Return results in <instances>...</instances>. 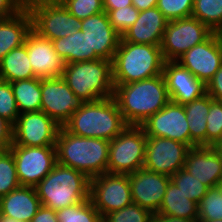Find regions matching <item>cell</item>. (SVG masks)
<instances>
[{
    "label": "cell",
    "mask_w": 222,
    "mask_h": 222,
    "mask_svg": "<svg viewBox=\"0 0 222 222\" xmlns=\"http://www.w3.org/2000/svg\"><path fill=\"white\" fill-rule=\"evenodd\" d=\"M113 98L128 126H141L170 102L163 74L129 84H114Z\"/></svg>",
    "instance_id": "obj_1"
},
{
    "label": "cell",
    "mask_w": 222,
    "mask_h": 222,
    "mask_svg": "<svg viewBox=\"0 0 222 222\" xmlns=\"http://www.w3.org/2000/svg\"><path fill=\"white\" fill-rule=\"evenodd\" d=\"M109 146V140L77 136L61 126L55 146L57 163L92 178L107 172Z\"/></svg>",
    "instance_id": "obj_2"
},
{
    "label": "cell",
    "mask_w": 222,
    "mask_h": 222,
    "mask_svg": "<svg viewBox=\"0 0 222 222\" xmlns=\"http://www.w3.org/2000/svg\"><path fill=\"white\" fill-rule=\"evenodd\" d=\"M127 126L113 97L83 102L63 125L74 135L109 141L118 136Z\"/></svg>",
    "instance_id": "obj_3"
},
{
    "label": "cell",
    "mask_w": 222,
    "mask_h": 222,
    "mask_svg": "<svg viewBox=\"0 0 222 222\" xmlns=\"http://www.w3.org/2000/svg\"><path fill=\"white\" fill-rule=\"evenodd\" d=\"M164 63L160 46L120 38L112 60L113 84H129L160 75Z\"/></svg>",
    "instance_id": "obj_4"
},
{
    "label": "cell",
    "mask_w": 222,
    "mask_h": 222,
    "mask_svg": "<svg viewBox=\"0 0 222 222\" xmlns=\"http://www.w3.org/2000/svg\"><path fill=\"white\" fill-rule=\"evenodd\" d=\"M35 189L43 206L58 211L90 199V178L57 163Z\"/></svg>",
    "instance_id": "obj_5"
},
{
    "label": "cell",
    "mask_w": 222,
    "mask_h": 222,
    "mask_svg": "<svg viewBox=\"0 0 222 222\" xmlns=\"http://www.w3.org/2000/svg\"><path fill=\"white\" fill-rule=\"evenodd\" d=\"M62 78L82 102L113 97L112 61L99 58L67 63Z\"/></svg>",
    "instance_id": "obj_6"
},
{
    "label": "cell",
    "mask_w": 222,
    "mask_h": 222,
    "mask_svg": "<svg viewBox=\"0 0 222 222\" xmlns=\"http://www.w3.org/2000/svg\"><path fill=\"white\" fill-rule=\"evenodd\" d=\"M146 141L141 126H127L110 141L107 172L129 174L143 168Z\"/></svg>",
    "instance_id": "obj_7"
},
{
    "label": "cell",
    "mask_w": 222,
    "mask_h": 222,
    "mask_svg": "<svg viewBox=\"0 0 222 222\" xmlns=\"http://www.w3.org/2000/svg\"><path fill=\"white\" fill-rule=\"evenodd\" d=\"M213 32L194 17L171 20L163 33L160 48L165 61H177L195 45L205 41Z\"/></svg>",
    "instance_id": "obj_8"
},
{
    "label": "cell",
    "mask_w": 222,
    "mask_h": 222,
    "mask_svg": "<svg viewBox=\"0 0 222 222\" xmlns=\"http://www.w3.org/2000/svg\"><path fill=\"white\" fill-rule=\"evenodd\" d=\"M21 186L35 187L57 164L55 146L28 147L10 145Z\"/></svg>",
    "instance_id": "obj_9"
},
{
    "label": "cell",
    "mask_w": 222,
    "mask_h": 222,
    "mask_svg": "<svg viewBox=\"0 0 222 222\" xmlns=\"http://www.w3.org/2000/svg\"><path fill=\"white\" fill-rule=\"evenodd\" d=\"M29 13L32 30L51 41L72 35L80 29L81 20L70 14L59 0L37 5Z\"/></svg>",
    "instance_id": "obj_10"
},
{
    "label": "cell",
    "mask_w": 222,
    "mask_h": 222,
    "mask_svg": "<svg viewBox=\"0 0 222 222\" xmlns=\"http://www.w3.org/2000/svg\"><path fill=\"white\" fill-rule=\"evenodd\" d=\"M90 200L102 217L130 205L128 174L106 172L90 178Z\"/></svg>",
    "instance_id": "obj_11"
},
{
    "label": "cell",
    "mask_w": 222,
    "mask_h": 222,
    "mask_svg": "<svg viewBox=\"0 0 222 222\" xmlns=\"http://www.w3.org/2000/svg\"><path fill=\"white\" fill-rule=\"evenodd\" d=\"M60 127L42 111L21 113L12 125L11 145L56 146V138Z\"/></svg>",
    "instance_id": "obj_12"
},
{
    "label": "cell",
    "mask_w": 222,
    "mask_h": 222,
    "mask_svg": "<svg viewBox=\"0 0 222 222\" xmlns=\"http://www.w3.org/2000/svg\"><path fill=\"white\" fill-rule=\"evenodd\" d=\"M190 147L162 137H147L143 168L172 176L184 167Z\"/></svg>",
    "instance_id": "obj_13"
},
{
    "label": "cell",
    "mask_w": 222,
    "mask_h": 222,
    "mask_svg": "<svg viewBox=\"0 0 222 222\" xmlns=\"http://www.w3.org/2000/svg\"><path fill=\"white\" fill-rule=\"evenodd\" d=\"M82 103L62 77L41 78V111L60 126L70 119Z\"/></svg>",
    "instance_id": "obj_14"
},
{
    "label": "cell",
    "mask_w": 222,
    "mask_h": 222,
    "mask_svg": "<svg viewBox=\"0 0 222 222\" xmlns=\"http://www.w3.org/2000/svg\"><path fill=\"white\" fill-rule=\"evenodd\" d=\"M177 62L206 85L222 65V34L213 32L205 41L184 53Z\"/></svg>",
    "instance_id": "obj_15"
},
{
    "label": "cell",
    "mask_w": 222,
    "mask_h": 222,
    "mask_svg": "<svg viewBox=\"0 0 222 222\" xmlns=\"http://www.w3.org/2000/svg\"><path fill=\"white\" fill-rule=\"evenodd\" d=\"M147 137H162L187 144L190 147V130L184 105L170 101L151 115L142 125Z\"/></svg>",
    "instance_id": "obj_16"
},
{
    "label": "cell",
    "mask_w": 222,
    "mask_h": 222,
    "mask_svg": "<svg viewBox=\"0 0 222 222\" xmlns=\"http://www.w3.org/2000/svg\"><path fill=\"white\" fill-rule=\"evenodd\" d=\"M132 202L155 214L162 205L170 176L141 168L129 173Z\"/></svg>",
    "instance_id": "obj_17"
},
{
    "label": "cell",
    "mask_w": 222,
    "mask_h": 222,
    "mask_svg": "<svg viewBox=\"0 0 222 222\" xmlns=\"http://www.w3.org/2000/svg\"><path fill=\"white\" fill-rule=\"evenodd\" d=\"M80 30L88 37L89 53L113 60L121 36L112 27L105 11L81 20Z\"/></svg>",
    "instance_id": "obj_18"
},
{
    "label": "cell",
    "mask_w": 222,
    "mask_h": 222,
    "mask_svg": "<svg viewBox=\"0 0 222 222\" xmlns=\"http://www.w3.org/2000/svg\"><path fill=\"white\" fill-rule=\"evenodd\" d=\"M183 168L209 188L222 185V153L216 146L191 147Z\"/></svg>",
    "instance_id": "obj_19"
},
{
    "label": "cell",
    "mask_w": 222,
    "mask_h": 222,
    "mask_svg": "<svg viewBox=\"0 0 222 222\" xmlns=\"http://www.w3.org/2000/svg\"><path fill=\"white\" fill-rule=\"evenodd\" d=\"M162 74L172 102L184 105L206 94V85L177 61H165Z\"/></svg>",
    "instance_id": "obj_20"
},
{
    "label": "cell",
    "mask_w": 222,
    "mask_h": 222,
    "mask_svg": "<svg viewBox=\"0 0 222 222\" xmlns=\"http://www.w3.org/2000/svg\"><path fill=\"white\" fill-rule=\"evenodd\" d=\"M27 54L34 75L39 78L62 77L65 62L54 50L53 42L33 30L26 37Z\"/></svg>",
    "instance_id": "obj_21"
},
{
    "label": "cell",
    "mask_w": 222,
    "mask_h": 222,
    "mask_svg": "<svg viewBox=\"0 0 222 222\" xmlns=\"http://www.w3.org/2000/svg\"><path fill=\"white\" fill-rule=\"evenodd\" d=\"M168 22L156 6L140 11L136 22L121 38L127 42L160 46Z\"/></svg>",
    "instance_id": "obj_22"
},
{
    "label": "cell",
    "mask_w": 222,
    "mask_h": 222,
    "mask_svg": "<svg viewBox=\"0 0 222 222\" xmlns=\"http://www.w3.org/2000/svg\"><path fill=\"white\" fill-rule=\"evenodd\" d=\"M41 206L35 187L20 186L0 197V214L17 221L31 222Z\"/></svg>",
    "instance_id": "obj_23"
},
{
    "label": "cell",
    "mask_w": 222,
    "mask_h": 222,
    "mask_svg": "<svg viewBox=\"0 0 222 222\" xmlns=\"http://www.w3.org/2000/svg\"><path fill=\"white\" fill-rule=\"evenodd\" d=\"M32 30L29 11L21 10L8 18H0V60L12 49L25 43Z\"/></svg>",
    "instance_id": "obj_24"
},
{
    "label": "cell",
    "mask_w": 222,
    "mask_h": 222,
    "mask_svg": "<svg viewBox=\"0 0 222 222\" xmlns=\"http://www.w3.org/2000/svg\"><path fill=\"white\" fill-rule=\"evenodd\" d=\"M184 109L190 130V148L206 146V118L210 109V96L206 93L184 104Z\"/></svg>",
    "instance_id": "obj_25"
},
{
    "label": "cell",
    "mask_w": 222,
    "mask_h": 222,
    "mask_svg": "<svg viewBox=\"0 0 222 222\" xmlns=\"http://www.w3.org/2000/svg\"><path fill=\"white\" fill-rule=\"evenodd\" d=\"M52 42L54 50L65 64L99 59L95 53H89L88 37L80 29L72 35L53 40Z\"/></svg>",
    "instance_id": "obj_26"
},
{
    "label": "cell",
    "mask_w": 222,
    "mask_h": 222,
    "mask_svg": "<svg viewBox=\"0 0 222 222\" xmlns=\"http://www.w3.org/2000/svg\"><path fill=\"white\" fill-rule=\"evenodd\" d=\"M27 54L26 40L0 60V79L8 82L35 78Z\"/></svg>",
    "instance_id": "obj_27"
},
{
    "label": "cell",
    "mask_w": 222,
    "mask_h": 222,
    "mask_svg": "<svg viewBox=\"0 0 222 222\" xmlns=\"http://www.w3.org/2000/svg\"><path fill=\"white\" fill-rule=\"evenodd\" d=\"M157 213L198 220V204L186 196L171 180L166 188L164 199Z\"/></svg>",
    "instance_id": "obj_28"
},
{
    "label": "cell",
    "mask_w": 222,
    "mask_h": 222,
    "mask_svg": "<svg viewBox=\"0 0 222 222\" xmlns=\"http://www.w3.org/2000/svg\"><path fill=\"white\" fill-rule=\"evenodd\" d=\"M19 113L41 111V78L11 82Z\"/></svg>",
    "instance_id": "obj_29"
},
{
    "label": "cell",
    "mask_w": 222,
    "mask_h": 222,
    "mask_svg": "<svg viewBox=\"0 0 222 222\" xmlns=\"http://www.w3.org/2000/svg\"><path fill=\"white\" fill-rule=\"evenodd\" d=\"M192 17L222 34V0H194Z\"/></svg>",
    "instance_id": "obj_30"
},
{
    "label": "cell",
    "mask_w": 222,
    "mask_h": 222,
    "mask_svg": "<svg viewBox=\"0 0 222 222\" xmlns=\"http://www.w3.org/2000/svg\"><path fill=\"white\" fill-rule=\"evenodd\" d=\"M59 222H102V216L90 199L56 211Z\"/></svg>",
    "instance_id": "obj_31"
},
{
    "label": "cell",
    "mask_w": 222,
    "mask_h": 222,
    "mask_svg": "<svg viewBox=\"0 0 222 222\" xmlns=\"http://www.w3.org/2000/svg\"><path fill=\"white\" fill-rule=\"evenodd\" d=\"M171 181L179 188V190L197 204L202 200V197L207 193L209 187L202 184L200 180L195 179L184 168L180 169L176 174L172 175Z\"/></svg>",
    "instance_id": "obj_32"
},
{
    "label": "cell",
    "mask_w": 222,
    "mask_h": 222,
    "mask_svg": "<svg viewBox=\"0 0 222 222\" xmlns=\"http://www.w3.org/2000/svg\"><path fill=\"white\" fill-rule=\"evenodd\" d=\"M20 186L12 152L9 149L0 150V197Z\"/></svg>",
    "instance_id": "obj_33"
},
{
    "label": "cell",
    "mask_w": 222,
    "mask_h": 222,
    "mask_svg": "<svg viewBox=\"0 0 222 222\" xmlns=\"http://www.w3.org/2000/svg\"><path fill=\"white\" fill-rule=\"evenodd\" d=\"M222 219V185L209 188L198 203V220Z\"/></svg>",
    "instance_id": "obj_34"
},
{
    "label": "cell",
    "mask_w": 222,
    "mask_h": 222,
    "mask_svg": "<svg viewBox=\"0 0 222 222\" xmlns=\"http://www.w3.org/2000/svg\"><path fill=\"white\" fill-rule=\"evenodd\" d=\"M206 120V146H217L222 141V102L210 97Z\"/></svg>",
    "instance_id": "obj_35"
},
{
    "label": "cell",
    "mask_w": 222,
    "mask_h": 222,
    "mask_svg": "<svg viewBox=\"0 0 222 222\" xmlns=\"http://www.w3.org/2000/svg\"><path fill=\"white\" fill-rule=\"evenodd\" d=\"M152 216L150 211L132 202L118 211L107 213L102 222H151Z\"/></svg>",
    "instance_id": "obj_36"
},
{
    "label": "cell",
    "mask_w": 222,
    "mask_h": 222,
    "mask_svg": "<svg viewBox=\"0 0 222 222\" xmlns=\"http://www.w3.org/2000/svg\"><path fill=\"white\" fill-rule=\"evenodd\" d=\"M104 11L108 14L112 27L121 37L136 22L140 13L133 5Z\"/></svg>",
    "instance_id": "obj_37"
},
{
    "label": "cell",
    "mask_w": 222,
    "mask_h": 222,
    "mask_svg": "<svg viewBox=\"0 0 222 222\" xmlns=\"http://www.w3.org/2000/svg\"><path fill=\"white\" fill-rule=\"evenodd\" d=\"M194 0H158L156 7L169 20L192 16Z\"/></svg>",
    "instance_id": "obj_38"
},
{
    "label": "cell",
    "mask_w": 222,
    "mask_h": 222,
    "mask_svg": "<svg viewBox=\"0 0 222 222\" xmlns=\"http://www.w3.org/2000/svg\"><path fill=\"white\" fill-rule=\"evenodd\" d=\"M70 14L80 20L104 11L103 0H59Z\"/></svg>",
    "instance_id": "obj_39"
},
{
    "label": "cell",
    "mask_w": 222,
    "mask_h": 222,
    "mask_svg": "<svg viewBox=\"0 0 222 222\" xmlns=\"http://www.w3.org/2000/svg\"><path fill=\"white\" fill-rule=\"evenodd\" d=\"M20 115L10 82L0 79V116L12 125Z\"/></svg>",
    "instance_id": "obj_40"
},
{
    "label": "cell",
    "mask_w": 222,
    "mask_h": 222,
    "mask_svg": "<svg viewBox=\"0 0 222 222\" xmlns=\"http://www.w3.org/2000/svg\"><path fill=\"white\" fill-rule=\"evenodd\" d=\"M206 93L213 99L222 102V65L206 84Z\"/></svg>",
    "instance_id": "obj_41"
},
{
    "label": "cell",
    "mask_w": 222,
    "mask_h": 222,
    "mask_svg": "<svg viewBox=\"0 0 222 222\" xmlns=\"http://www.w3.org/2000/svg\"><path fill=\"white\" fill-rule=\"evenodd\" d=\"M12 143V124L0 116V150L8 149Z\"/></svg>",
    "instance_id": "obj_42"
},
{
    "label": "cell",
    "mask_w": 222,
    "mask_h": 222,
    "mask_svg": "<svg viewBox=\"0 0 222 222\" xmlns=\"http://www.w3.org/2000/svg\"><path fill=\"white\" fill-rule=\"evenodd\" d=\"M31 222H59L55 210L41 206L38 212L33 216Z\"/></svg>",
    "instance_id": "obj_43"
},
{
    "label": "cell",
    "mask_w": 222,
    "mask_h": 222,
    "mask_svg": "<svg viewBox=\"0 0 222 222\" xmlns=\"http://www.w3.org/2000/svg\"><path fill=\"white\" fill-rule=\"evenodd\" d=\"M21 11L13 0H0V18H8Z\"/></svg>",
    "instance_id": "obj_44"
},
{
    "label": "cell",
    "mask_w": 222,
    "mask_h": 222,
    "mask_svg": "<svg viewBox=\"0 0 222 222\" xmlns=\"http://www.w3.org/2000/svg\"><path fill=\"white\" fill-rule=\"evenodd\" d=\"M151 222H198V220L172 217L160 213H155L151 218Z\"/></svg>",
    "instance_id": "obj_45"
},
{
    "label": "cell",
    "mask_w": 222,
    "mask_h": 222,
    "mask_svg": "<svg viewBox=\"0 0 222 222\" xmlns=\"http://www.w3.org/2000/svg\"><path fill=\"white\" fill-rule=\"evenodd\" d=\"M13 1L20 10L29 11L30 9H32L37 5H41L50 2L52 0H13Z\"/></svg>",
    "instance_id": "obj_46"
},
{
    "label": "cell",
    "mask_w": 222,
    "mask_h": 222,
    "mask_svg": "<svg viewBox=\"0 0 222 222\" xmlns=\"http://www.w3.org/2000/svg\"><path fill=\"white\" fill-rule=\"evenodd\" d=\"M131 5L132 0H103L104 10H116Z\"/></svg>",
    "instance_id": "obj_47"
},
{
    "label": "cell",
    "mask_w": 222,
    "mask_h": 222,
    "mask_svg": "<svg viewBox=\"0 0 222 222\" xmlns=\"http://www.w3.org/2000/svg\"><path fill=\"white\" fill-rule=\"evenodd\" d=\"M158 0H132V5L139 11L155 7Z\"/></svg>",
    "instance_id": "obj_48"
},
{
    "label": "cell",
    "mask_w": 222,
    "mask_h": 222,
    "mask_svg": "<svg viewBox=\"0 0 222 222\" xmlns=\"http://www.w3.org/2000/svg\"><path fill=\"white\" fill-rule=\"evenodd\" d=\"M0 222H27V221H17L13 218H10V217H7V216H4V215L0 214Z\"/></svg>",
    "instance_id": "obj_49"
},
{
    "label": "cell",
    "mask_w": 222,
    "mask_h": 222,
    "mask_svg": "<svg viewBox=\"0 0 222 222\" xmlns=\"http://www.w3.org/2000/svg\"><path fill=\"white\" fill-rule=\"evenodd\" d=\"M198 222H222V219H216V220H198Z\"/></svg>",
    "instance_id": "obj_50"
},
{
    "label": "cell",
    "mask_w": 222,
    "mask_h": 222,
    "mask_svg": "<svg viewBox=\"0 0 222 222\" xmlns=\"http://www.w3.org/2000/svg\"><path fill=\"white\" fill-rule=\"evenodd\" d=\"M222 153V141L216 146Z\"/></svg>",
    "instance_id": "obj_51"
}]
</instances>
